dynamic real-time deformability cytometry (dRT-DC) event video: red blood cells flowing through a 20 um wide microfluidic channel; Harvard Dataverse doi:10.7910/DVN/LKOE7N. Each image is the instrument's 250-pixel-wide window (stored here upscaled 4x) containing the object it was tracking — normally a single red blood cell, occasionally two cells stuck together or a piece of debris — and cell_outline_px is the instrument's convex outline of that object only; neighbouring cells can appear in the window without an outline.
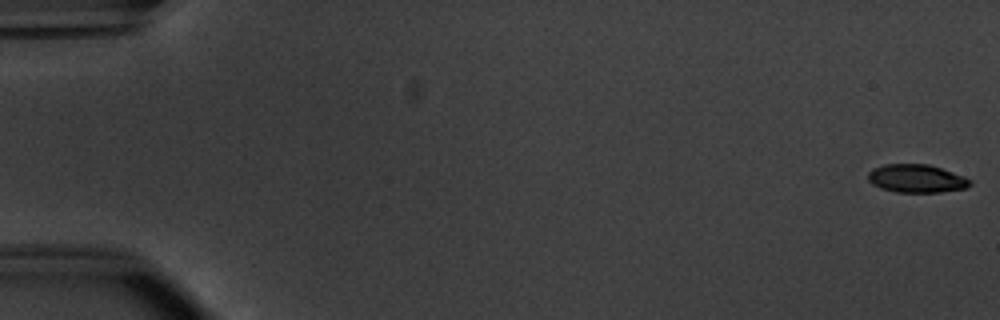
{"species": "common noctule bat (a hibernating species)", "species_latin": "Nyctalus noctula", "temperature_condition": "warm", "stored_images_in_passage": 54, "camera_frame_rate_fps": 3000, "um_per_image_px": 0.085, "animal": {"sex": "male", "body_mass_g": 20.1, "forearm_length_mm": 53.5}, "frame": {"image": 1, "passage_image": 1, "time_ms": 0.0, "image_size_px": [1000, 320], "cell_outline_px": [[972, 184], [968, 188], [940, 192], [896, 192], [880, 188], [872, 184], [868, 180], [868, 172], [872, 168], [884, 164], [928, 164], [964, 176], [972, 180]], "centroid_in_image_um": [77.9, 15.18], "position_along_channel_um": 7.1, "area_um2": 16.88}}
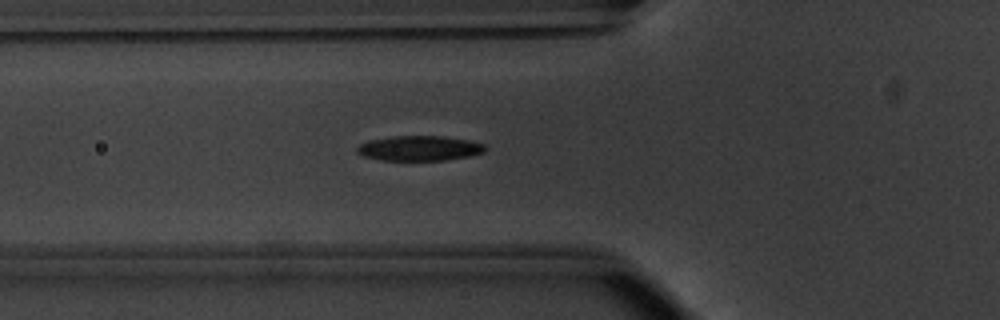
{"frame": {"image": 2, "passage_image": 20, "time_ms": 6.333, "image_size_px": [1000, 320], "cell_outline_px": [[488, 148], [484, 152], [468, 156], [444, 160], [380, 160], [364, 156], [356, 152], [356, 148], [360, 144], [368, 140], [396, 136], [444, 136], [468, 140], [484, 144]], "centroid_in_image_um": [35.65, 12.6], "position_along_channel_um": 90.2, "area_um2": 18.61}}
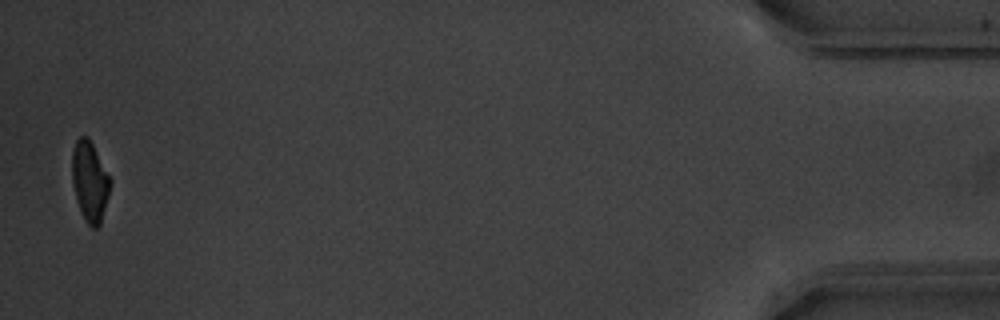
{"frame": {"image": 3, "passage_image": 53, "time_ms": 17.333, "image_size_px": [1000, 320], "cell_outline_px": [[112, 184], [100, 224], [96, 228], [92, 228], [84, 220], [80, 212], [76, 200], [72, 184], [72, 152], [76, 140], [80, 136], [88, 136], [112, 180]], "centroid_in_image_um": [7.63, 15.43], "position_along_channel_um": 427.6, "area_um2": 18.03}, "authors_computed_cell_mechanics": {"area_um2": 18.5538, "velocity_mm_per_s": 3.8325, "shape_relaxation_time_tau1_ms": 2.9052, "shape_relaxation_time_tau2_ms": 3.5673, "deformation_change_tau1": 0.145, "deformation_change_tau2": 0.1038}}